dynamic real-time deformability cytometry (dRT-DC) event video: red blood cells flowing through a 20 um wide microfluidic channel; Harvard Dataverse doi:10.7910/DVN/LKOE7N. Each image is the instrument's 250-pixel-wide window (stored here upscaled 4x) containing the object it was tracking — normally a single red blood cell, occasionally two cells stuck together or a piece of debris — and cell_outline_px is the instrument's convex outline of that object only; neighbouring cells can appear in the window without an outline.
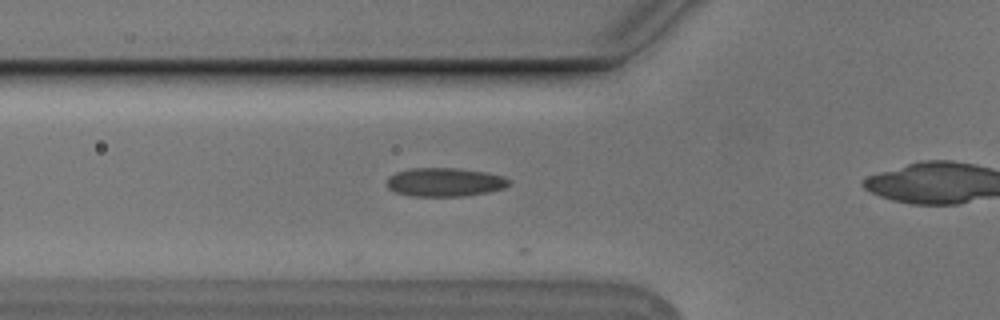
{"species": "Egyptian fruit bat (a non-hibernating species)", "species_latin": "Rousettus aegyptiacus", "temperature_condition": "cold", "stored_images_in_passage": 19, "camera_frame_rate_fps": 3000, "um_per_image_px": 0.085, "animal": {"sex": "male"}, "frame": {"image": 1, "passage_image": 8, "time_ms": 2.333, "image_size_px": [1000, 320], "cell_outline_px": [[512, 180], [504, 188], [488, 192], [464, 196], [412, 196], [396, 192], [388, 188], [388, 176], [396, 172], [408, 168], [456, 168], [488, 172], [504, 176]], "centroid_in_image_um": [37.83, 15.47], "position_along_channel_um": 88.0, "area_um2": 20.52}}
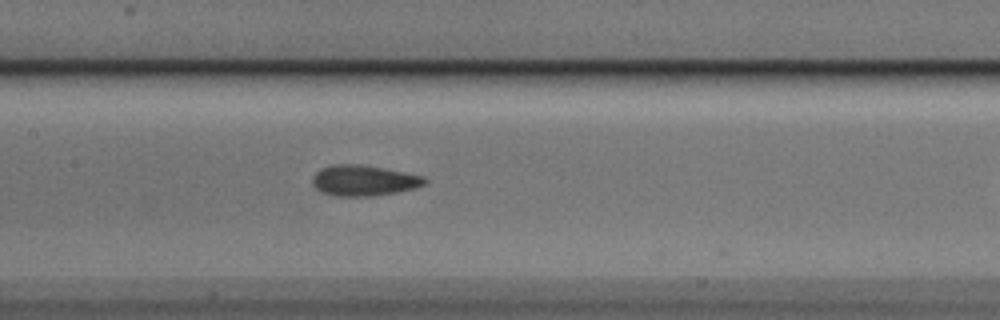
{"frame": {"image": 2, "passage_image": 15, "time_ms": 4.667, "image_size_px": [1000, 320], "cell_outline_px": [[428, 180], [424, 184], [416, 188], [376, 196], [332, 196], [320, 192], [312, 184], [312, 176], [320, 168], [332, 164], [360, 164], [384, 168], [424, 176]], "centroid_in_image_um": [30.89, 15.34], "position_along_channel_um": 176.5, "area_um2": 20.35}}
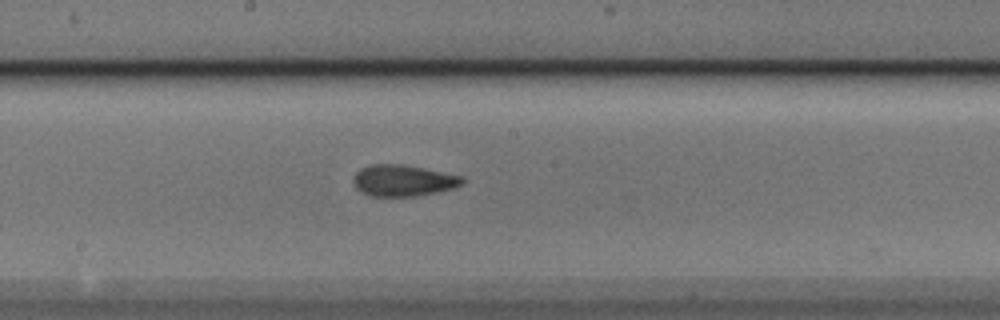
{"frame": {"image": 3, "passage_image": 18, "time_ms": 5.667, "image_size_px": [1000, 320], "cell_outline_px": [[464, 180], [460, 184], [452, 188], [436, 192], [412, 196], [368, 196], [360, 192], [352, 184], [352, 176], [360, 168], [368, 164], [404, 164], [464, 176]], "centroid_in_image_um": [34.19, 15.33], "position_along_channel_um": 214.0, "area_um2": 20.11}}